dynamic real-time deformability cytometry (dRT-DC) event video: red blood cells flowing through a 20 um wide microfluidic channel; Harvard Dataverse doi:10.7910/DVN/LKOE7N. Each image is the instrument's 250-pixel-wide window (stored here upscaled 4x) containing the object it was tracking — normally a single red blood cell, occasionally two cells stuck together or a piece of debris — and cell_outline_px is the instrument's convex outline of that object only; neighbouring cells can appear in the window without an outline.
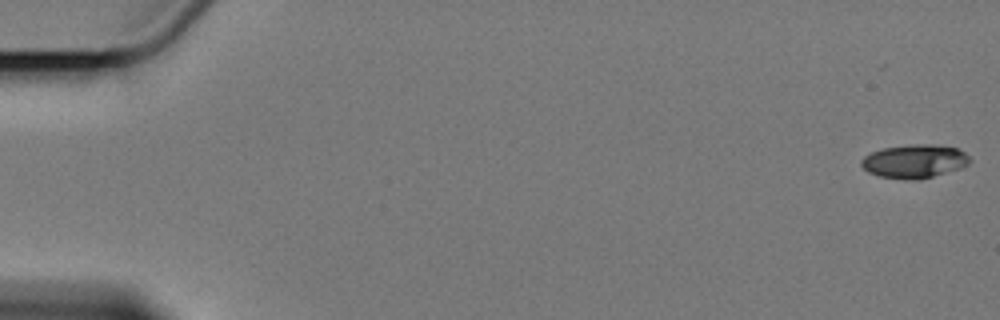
{"species": "Egyptian fruit bat (a non-hibernating species)", "species_latin": "Rousettus aegyptiacus", "temperature_condition": "cold", "stored_images_in_passage": 5, "camera_frame_rate_fps": 3000, "um_per_image_px": 0.085, "animal": {"sex": "female"}, "frame": {"image": 1, "passage_image": 1, "time_ms": 0.0, "image_size_px": [1000, 320], "cell_outline_px": [[972, 160], [968, 164], [960, 168], [920, 180], [904, 180], [880, 176], [868, 172], [860, 164], [860, 160], [864, 156], [872, 152], [884, 148], [912, 144], [936, 144], [956, 148], [964, 152]], "centroid_in_image_um": [77.72, 13.71], "position_along_channel_um": 7.3, "area_um2": 21.27}}
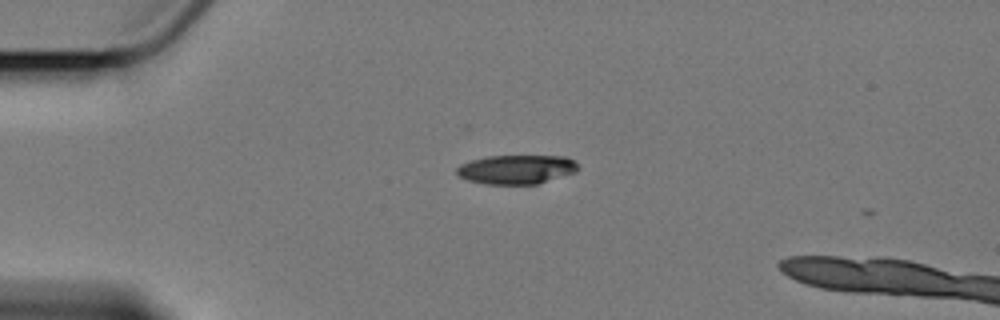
{"frame": {"image": 2, "passage_image": 4, "time_ms": 4.667, "image_size_px": [1000, 320], "cell_outline_px": [[580, 168], [576, 172], [536, 184], [488, 184], [468, 180], [460, 176], [456, 172], [456, 168], [460, 164], [472, 160], [488, 156], [568, 156], [576, 160]], "centroid_in_image_um": [43.95, 14.39], "position_along_channel_um": 41.0, "area_um2": 20.63}}